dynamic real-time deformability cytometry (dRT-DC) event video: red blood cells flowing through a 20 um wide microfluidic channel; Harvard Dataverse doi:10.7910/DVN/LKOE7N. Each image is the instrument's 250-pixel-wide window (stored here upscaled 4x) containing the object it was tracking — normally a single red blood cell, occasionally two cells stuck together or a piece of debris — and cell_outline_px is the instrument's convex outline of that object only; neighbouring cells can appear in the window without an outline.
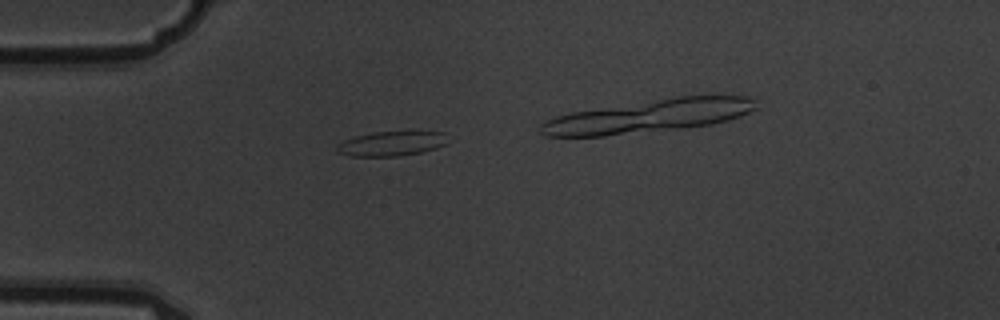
{"species": "common noctule bat (a hibernating species)", "species_latin": "Nyctalus noctula", "temperature_condition": "warm", "stored_images_in_passage": 5, "camera_frame_rate_fps": 3000, "um_per_image_px": 0.085, "animal": {"sex": "male", "body_mass_g": 19.5, "forearm_length_mm": 54.6}, "frame": {"image": 1, "passage_image": 1, "time_ms": 0.0, "image_size_px": [1000, 320], "cell_outline_px": [[448, 144], [436, 148], [420, 152], [396, 156], [352, 156], [336, 152], [336, 144], [344, 140], [356, 136], [372, 132], [408, 128], [416, 128], [444, 132]], "centroid_in_image_um": [33.35, 12.13], "position_along_channel_um": 51.7, "area_um2": 16.94}}
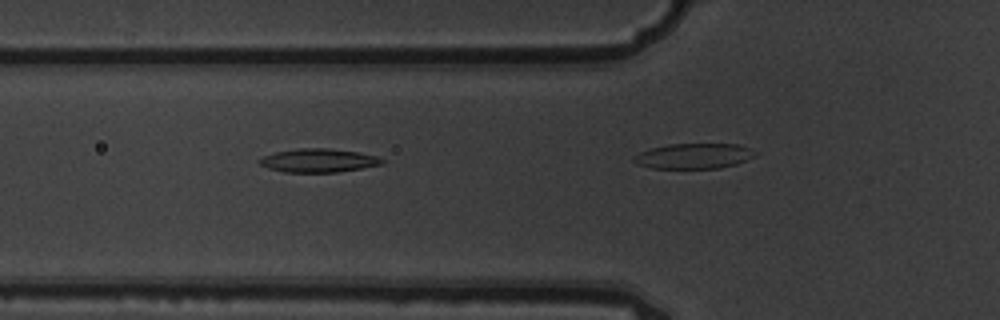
{"frame": {"image": 2, "passage_image": 3, "time_ms": 0.667, "image_size_px": [1000, 320], "cell_outline_px": [[384, 164], [364, 168], [336, 172], [284, 172], [268, 168], [260, 164], [256, 160], [264, 156], [276, 152], [296, 148], [328, 148], [360, 152], [376, 156], [384, 160]], "centroid_in_image_um": [27.08, 13.64], "position_along_channel_um": 98.7, "area_um2": 16.94}}
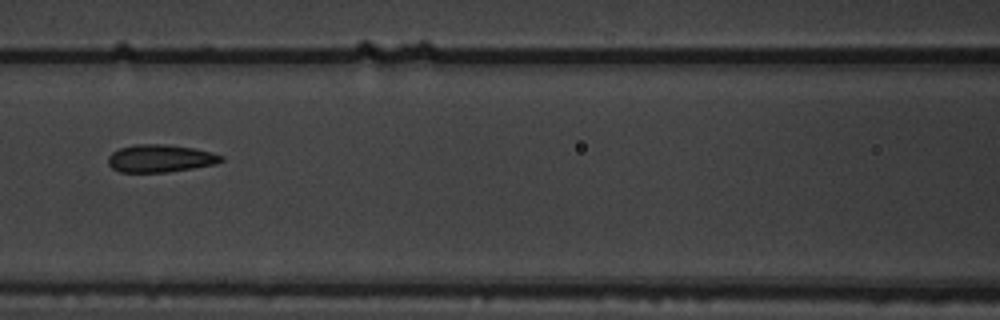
{"frame": {"image": 3, "passage_image": 5, "time_ms": 1.333, "image_size_px": [1000, 320], "cell_outline_px": [[224, 160], [216, 164], [168, 172], [120, 172], [112, 168], [108, 164], [108, 156], [112, 152], [120, 148], [136, 144], [164, 144], [192, 148], [212, 152], [224, 156]], "centroid_in_image_um": [13.62, 13.46], "position_along_channel_um": 153.0, "area_um2": 18.21}}